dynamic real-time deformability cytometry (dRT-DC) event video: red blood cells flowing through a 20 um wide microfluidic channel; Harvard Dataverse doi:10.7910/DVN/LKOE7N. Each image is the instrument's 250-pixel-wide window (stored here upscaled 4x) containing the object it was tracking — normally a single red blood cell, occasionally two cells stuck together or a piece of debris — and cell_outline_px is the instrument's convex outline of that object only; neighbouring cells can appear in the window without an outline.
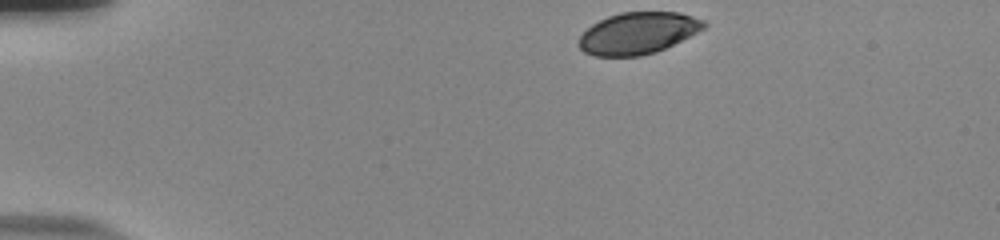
{"species": "human", "species_latin": "Homo sapiens", "temperature_condition": "room temperature", "stored_images_in_passage": 42, "camera_frame_rate_fps": 3000, "um_per_image_px": 0.085, "donor": {"sex": "male"}, "frame": {"image": 1, "passage_image": 1, "time_ms": 0.0, "image_size_px": [1000, 240], "cell_outline_px": [[708, 24], [704, 28], [656, 52], [640, 56], [596, 56], [584, 52], [576, 44], [580, 36], [592, 24], [608, 16], [620, 12], [680, 12], [704, 20]], "centroid_in_image_um": [54.19, 2.81], "position_along_channel_um": 30.8, "area_um2": 30.23}}
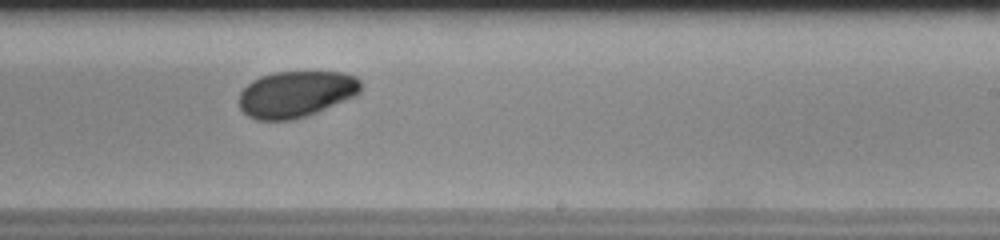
{"frame": {"image": 2, "passage_image": 26, "time_ms": 8.333, "image_size_px": [1000, 240], "cell_outline_px": [[360, 92], [356, 96], [316, 112], [292, 120], [256, 120], [248, 116], [240, 108], [240, 92], [252, 80], [260, 76], [276, 72], [344, 72], [356, 76], [360, 80]], "centroid_in_image_um": [25.17, 7.99], "position_along_channel_um": 263.8, "area_um2": 32.83}}
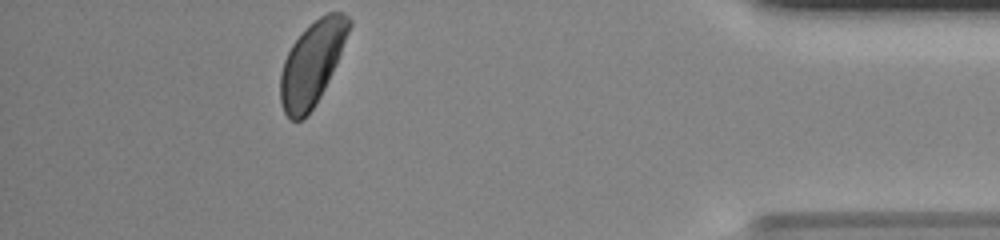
{"frame": {"image": 3, "passage_image": 41, "time_ms": 13.333, "image_size_px": [1000, 240], "cell_outline_px": [[352, 24], [336, 64], [320, 96], [312, 108], [300, 120], [292, 120], [284, 112], [280, 100], [280, 76], [284, 60], [292, 44], [320, 16], [328, 12], [344, 12], [352, 20]], "centroid_in_image_um": [26.53, 5.37], "position_along_channel_um": 408.7, "area_um2": 32.66}, "authors_computed_cell_mechanics": {"area_um2": 33.1483, "velocity_mm_per_s": 3.7305, "shape_relaxation_time_tau1_ms": 3.2103, "shape_relaxation_time_tau2_ms": null, "deformation_change_tau1": 0.1005, "deformation_change_tau2": null}}